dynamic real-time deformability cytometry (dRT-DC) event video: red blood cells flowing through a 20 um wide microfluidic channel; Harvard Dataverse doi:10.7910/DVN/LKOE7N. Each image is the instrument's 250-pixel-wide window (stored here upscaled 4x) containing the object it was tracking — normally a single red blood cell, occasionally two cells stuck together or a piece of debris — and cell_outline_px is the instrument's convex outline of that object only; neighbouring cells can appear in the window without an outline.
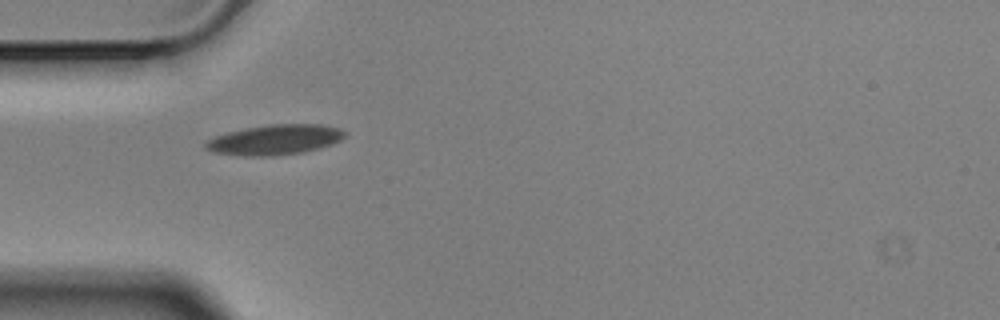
{"species": "Egyptian fruit bat (a non-hibernating species)", "species_latin": "Rousettus aegyptiacus", "temperature_condition": "cold", "stored_images_in_passage": 2, "camera_frame_rate_fps": 3000, "um_per_image_px": 0.085, "animal": {"sex": "male"}, "frame": {"image": 1, "passage_image": 1, "time_ms": 0.0, "image_size_px": [1000, 320], "cell_outline_px": [[348, 132], [340, 140], [332, 144], [320, 148], [304, 152], [272, 156], [244, 156], [212, 152], [204, 148], [204, 144], [208, 140], [216, 136], [228, 132], [268, 124], [320, 124], [340, 128]], "centroid_in_image_um": [23.39, 11.88], "position_along_channel_um": 61.6, "area_um2": 24.51}}
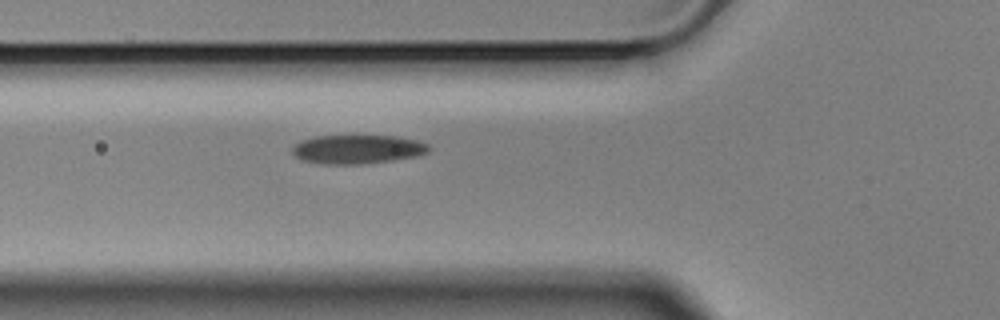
{"frame": {"image": 2, "passage_image": 2, "time_ms": 0.333, "image_size_px": [1000, 320], "cell_outline_px": [[432, 148], [428, 152], [416, 156], [392, 160], [360, 164], [320, 164], [300, 160], [292, 152], [292, 144], [300, 140], [316, 136], [392, 136], [416, 140], [428, 144]], "centroid_in_image_um": [30.33, 12.69], "position_along_channel_um": 95.5, "area_um2": 23.06}}